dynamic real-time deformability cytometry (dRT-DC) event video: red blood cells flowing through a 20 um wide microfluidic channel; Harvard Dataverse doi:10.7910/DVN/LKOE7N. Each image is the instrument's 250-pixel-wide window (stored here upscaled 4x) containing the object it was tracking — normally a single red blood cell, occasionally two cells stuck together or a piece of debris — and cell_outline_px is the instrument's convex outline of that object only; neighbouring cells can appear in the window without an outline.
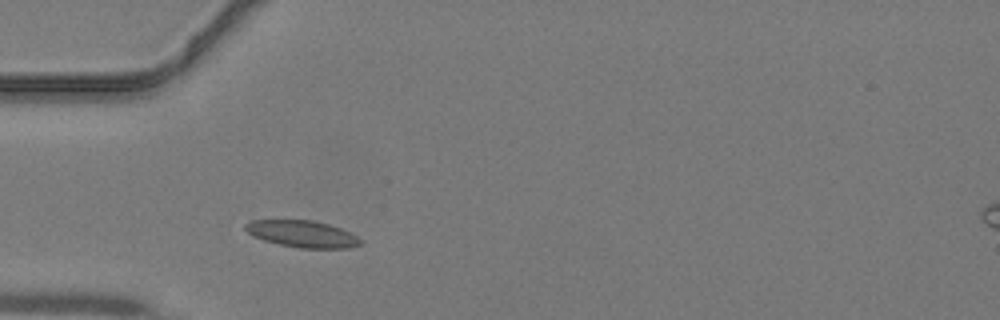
{"species": "common noctule bat (a hibernating species)", "species_latin": "Nyctalus noctula", "temperature_condition": "warm", "stored_images_in_passage": 31, "camera_frame_rate_fps": 3000, "um_per_image_px": 0.085, "animal": {"sex": "male", "body_mass_g": 19.2, "forearm_length_mm": 51.8}, "frame": {"image": 1, "passage_image": 1, "time_ms": 0.0, "image_size_px": [1000, 320], "cell_outline_px": [[364, 240], [360, 244], [348, 248], [300, 248], [280, 244], [264, 240], [252, 236], [244, 228], [244, 224], [252, 220], [312, 220], [328, 224], [340, 228]], "centroid_in_image_um": [25.68, 19.88], "position_along_channel_um": 59.3, "area_um2": 17.86}}
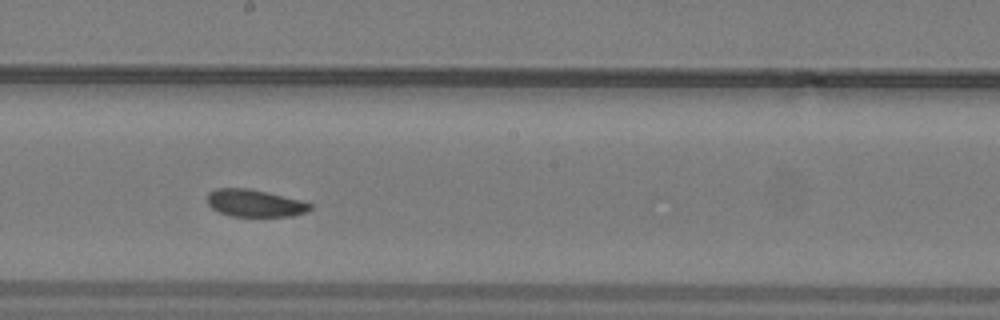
{"frame": {"image": 2, "passage_image": 12, "time_ms": 3.667, "image_size_px": [1000, 320], "cell_outline_px": [[312, 208], [304, 212], [292, 216], [232, 216], [220, 212], [212, 208], [208, 204], [208, 192], [216, 188], [248, 188], [300, 200], [312, 204]], "centroid_in_image_um": [21.63, 17.26], "position_along_channel_um": 226.6, "area_um2": 16.13}}
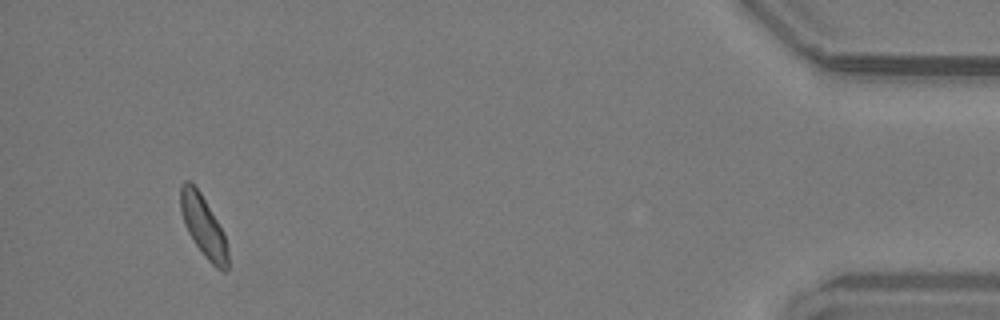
{"frame": {"image": 3, "passage_image": 29, "time_ms": 9.333, "image_size_px": [1000, 320], "cell_outline_px": [[228, 272], [220, 272], [204, 256], [188, 232], [184, 224], [180, 208], [180, 184], [184, 180], [188, 180], [200, 192], [224, 232], [228, 248]], "centroid_in_image_um": [17.3, 19.26], "position_along_channel_um": 417.9, "area_um2": 16.99}}